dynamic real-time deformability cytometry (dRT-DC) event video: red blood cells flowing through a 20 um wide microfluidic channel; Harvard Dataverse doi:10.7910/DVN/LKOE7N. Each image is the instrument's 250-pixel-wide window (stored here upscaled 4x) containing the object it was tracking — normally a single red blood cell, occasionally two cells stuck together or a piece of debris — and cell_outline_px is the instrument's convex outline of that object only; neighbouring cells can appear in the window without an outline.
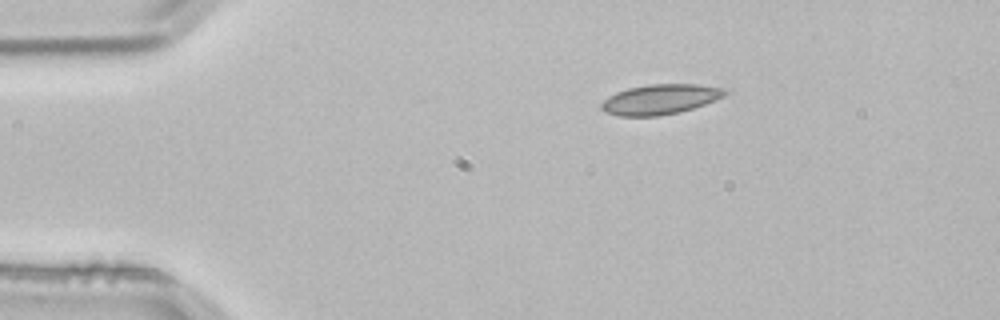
{"species": "common noctule bat (a hibernating species)", "species_latin": "Nyctalus noctula", "temperature_condition": "room temperature", "stored_images_in_passage": 1, "camera_frame_rate_fps": 3000, "um_per_image_px": 0.085, "animal": {"sex": "male", "body_mass_g": 21.5, "forearm_length_mm": 52.0}, "frame": {"image": 1, "passage_image": 1, "time_ms": 0.0, "image_size_px": [1000, 320], "cell_outline_px": [[728, 92], [724, 96], [716, 100], [680, 112], [660, 116], [620, 116], [604, 112], [600, 108], [600, 104], [608, 96], [616, 92], [628, 88], [648, 84], [696, 84], [728, 88]], "centroid_in_image_um": [56.12, 8.44], "position_along_channel_um": 28.9, "area_um2": 21.85}}